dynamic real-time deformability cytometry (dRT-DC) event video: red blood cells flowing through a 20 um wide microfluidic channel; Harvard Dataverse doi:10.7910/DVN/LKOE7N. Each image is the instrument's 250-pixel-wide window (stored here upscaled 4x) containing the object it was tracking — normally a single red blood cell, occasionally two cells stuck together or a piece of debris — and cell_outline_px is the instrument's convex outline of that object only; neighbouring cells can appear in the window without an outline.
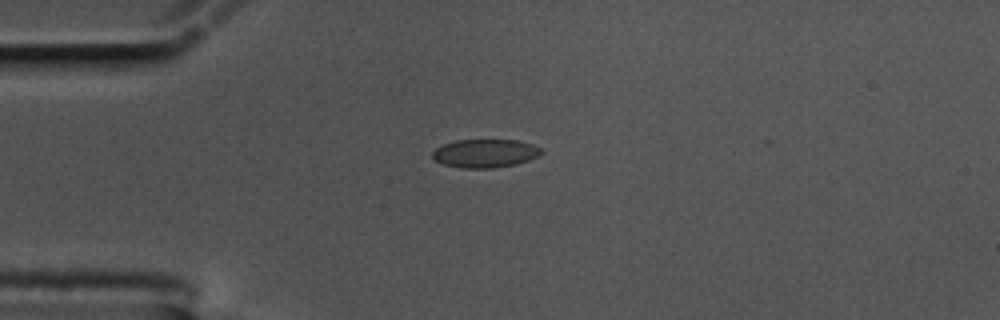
{"species": "common noctule bat (a hibernating species)", "species_latin": "Nyctalus noctula", "temperature_condition": "cold", "stored_images_in_passage": 44, "camera_frame_rate_fps": 3000, "um_per_image_px": 0.085, "animal": {"sex": "male", "body_mass_g": 17.5, "forearm_length_mm": 52.3}, "frame": {"image": 1, "passage_image": 1, "time_ms": 0.0, "image_size_px": [1000, 320], "cell_outline_px": [[540, 152], [536, 156], [528, 160], [516, 164], [492, 168], [460, 168], [444, 164], [436, 160], [432, 156], [432, 152], [436, 148], [444, 144], [456, 140], [516, 140], [532, 144], [540, 148]], "centroid_in_image_um": [41.2, 13.03], "position_along_channel_um": 43.8, "area_um2": 17.74}}
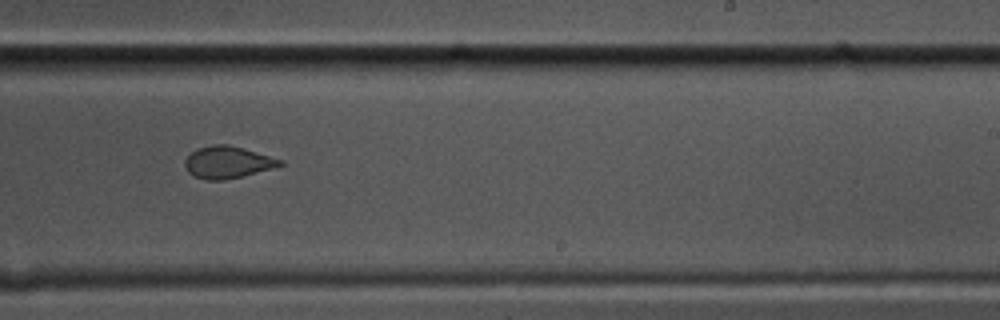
{"frame": {"image": 2, "passage_image": 22, "time_ms": 7.0, "image_size_px": [1000, 320], "cell_outline_px": [[284, 164], [272, 168], [224, 180], [208, 180], [196, 176], [188, 172], [184, 164], [184, 160], [196, 148], [212, 144], [228, 144], [244, 148], [284, 160]], "centroid_in_image_um": [19.34, 13.77], "position_along_channel_um": 269.7, "area_um2": 17.63}}
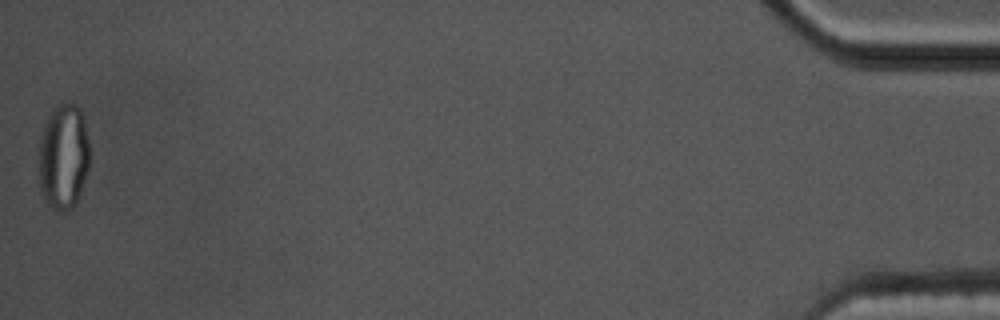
{"frame": {"image": 3, "passage_image": 44, "time_ms": 14.333, "image_size_px": [1000, 320], "cell_outline_px": [[88, 168], [80, 192], [72, 208], [56, 212], [44, 200], [40, 192], [40, 136], [44, 124], [52, 108], [56, 104], [76, 104], [80, 108], [84, 120], [88, 140]], "centroid_in_image_um": [5.38, 13.3], "position_along_channel_um": 429.8, "area_um2": 31.1}, "authors_computed_cell_mechanics": {"area_um2": 18.3515, "velocity_mm_per_s": 3.4921, "shape_relaxation_time_tau1_ms": null, "shape_relaxation_time_tau2_ms": 0.9625, "deformation_change_tau1": null, "deformation_change_tau2": 0.0544}}